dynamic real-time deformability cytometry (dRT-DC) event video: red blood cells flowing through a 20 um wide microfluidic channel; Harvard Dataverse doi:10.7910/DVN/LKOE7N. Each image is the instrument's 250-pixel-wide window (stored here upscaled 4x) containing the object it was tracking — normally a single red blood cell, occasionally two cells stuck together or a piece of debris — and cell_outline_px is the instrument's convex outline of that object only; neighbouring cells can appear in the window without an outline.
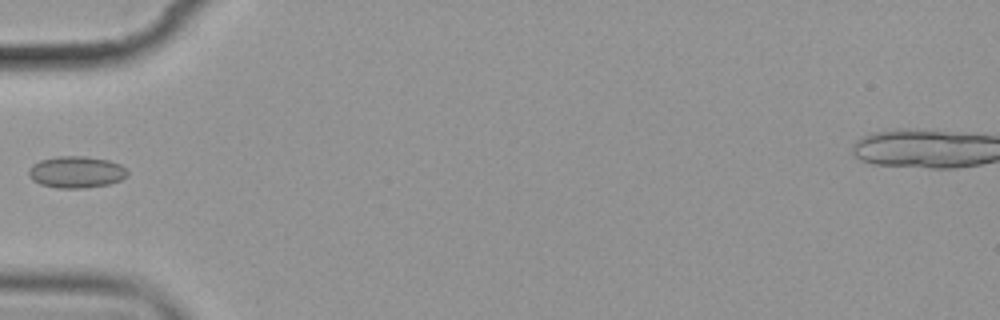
{"species": "common noctule bat (a hibernating species)", "species_latin": "Nyctalus noctula", "temperature_condition": "cold", "stored_images_in_passage": 7, "camera_frame_rate_fps": 3000, "um_per_image_px": 0.085, "animal": {"sex": "female", "body_mass_g": 19.9}, "frame": {"image": 1, "passage_image": 6, "time_ms": 6.0, "image_size_px": [1000, 320], "cell_outline_px": [[128, 176], [120, 180], [108, 184], [84, 188], [56, 188], [40, 184], [32, 180], [28, 176], [28, 168], [32, 164], [40, 160], [56, 156], [84, 156], [108, 160], [120, 164], [128, 172]], "centroid_in_image_um": [6.45, 14.62], "position_along_channel_um": 78.6, "area_um2": 18.38}}
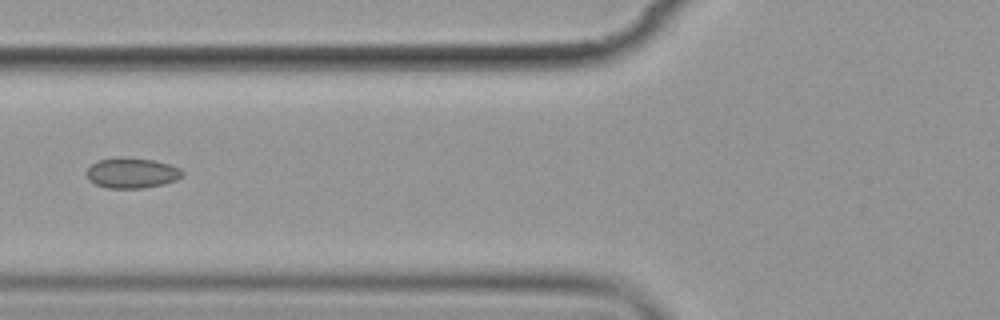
{"frame": {"image": 2, "passage_image": 7, "time_ms": 7.0, "image_size_px": [1000, 320], "cell_outline_px": [[184, 176], [176, 180], [164, 184], [140, 188], [108, 188], [96, 184], [88, 180], [84, 172], [96, 160], [120, 156], [152, 160], [168, 164], [180, 168], [184, 172]], "centroid_in_image_um": [11.18, 14.69], "position_along_channel_um": 114.6, "area_um2": 17.17}}